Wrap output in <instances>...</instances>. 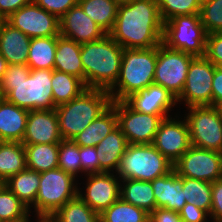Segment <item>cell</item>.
Here are the masks:
<instances>
[{
  "mask_svg": "<svg viewBox=\"0 0 222 222\" xmlns=\"http://www.w3.org/2000/svg\"><path fill=\"white\" fill-rule=\"evenodd\" d=\"M100 222H149L150 214L119 198L99 215Z\"/></svg>",
  "mask_w": 222,
  "mask_h": 222,
  "instance_id": "d6a6232c",
  "label": "cell"
},
{
  "mask_svg": "<svg viewBox=\"0 0 222 222\" xmlns=\"http://www.w3.org/2000/svg\"><path fill=\"white\" fill-rule=\"evenodd\" d=\"M207 33L200 14L176 16L164 22L162 43L194 57H204Z\"/></svg>",
  "mask_w": 222,
  "mask_h": 222,
  "instance_id": "52a82bcc",
  "label": "cell"
},
{
  "mask_svg": "<svg viewBox=\"0 0 222 222\" xmlns=\"http://www.w3.org/2000/svg\"><path fill=\"white\" fill-rule=\"evenodd\" d=\"M53 70H31L19 84H0L1 98L28 111L55 109L51 86Z\"/></svg>",
  "mask_w": 222,
  "mask_h": 222,
  "instance_id": "5b68a950",
  "label": "cell"
},
{
  "mask_svg": "<svg viewBox=\"0 0 222 222\" xmlns=\"http://www.w3.org/2000/svg\"><path fill=\"white\" fill-rule=\"evenodd\" d=\"M218 108V111L220 112V115L222 117V103L216 106Z\"/></svg>",
  "mask_w": 222,
  "mask_h": 222,
  "instance_id": "f5cc1de1",
  "label": "cell"
},
{
  "mask_svg": "<svg viewBox=\"0 0 222 222\" xmlns=\"http://www.w3.org/2000/svg\"><path fill=\"white\" fill-rule=\"evenodd\" d=\"M156 200V208L180 212L186 204L183 192V177L173 169L168 174L151 181Z\"/></svg>",
  "mask_w": 222,
  "mask_h": 222,
  "instance_id": "ffe728a7",
  "label": "cell"
},
{
  "mask_svg": "<svg viewBox=\"0 0 222 222\" xmlns=\"http://www.w3.org/2000/svg\"><path fill=\"white\" fill-rule=\"evenodd\" d=\"M62 140L55 109L29 111L22 144H59Z\"/></svg>",
  "mask_w": 222,
  "mask_h": 222,
  "instance_id": "e0dca14e",
  "label": "cell"
},
{
  "mask_svg": "<svg viewBox=\"0 0 222 222\" xmlns=\"http://www.w3.org/2000/svg\"><path fill=\"white\" fill-rule=\"evenodd\" d=\"M186 203L195 204L210 215L212 206V182L183 177Z\"/></svg>",
  "mask_w": 222,
  "mask_h": 222,
  "instance_id": "e575fe53",
  "label": "cell"
},
{
  "mask_svg": "<svg viewBox=\"0 0 222 222\" xmlns=\"http://www.w3.org/2000/svg\"><path fill=\"white\" fill-rule=\"evenodd\" d=\"M215 67L205 56L195 57L190 63L184 89L177 102L184 100L188 107L212 106Z\"/></svg>",
  "mask_w": 222,
  "mask_h": 222,
  "instance_id": "4fadbf2b",
  "label": "cell"
},
{
  "mask_svg": "<svg viewBox=\"0 0 222 222\" xmlns=\"http://www.w3.org/2000/svg\"><path fill=\"white\" fill-rule=\"evenodd\" d=\"M124 48L109 34L81 45L86 88L109 90L117 81Z\"/></svg>",
  "mask_w": 222,
  "mask_h": 222,
  "instance_id": "7a4b0ae2",
  "label": "cell"
},
{
  "mask_svg": "<svg viewBox=\"0 0 222 222\" xmlns=\"http://www.w3.org/2000/svg\"><path fill=\"white\" fill-rule=\"evenodd\" d=\"M27 169L39 173L58 168L59 144H23Z\"/></svg>",
  "mask_w": 222,
  "mask_h": 222,
  "instance_id": "f1b7e54d",
  "label": "cell"
},
{
  "mask_svg": "<svg viewBox=\"0 0 222 222\" xmlns=\"http://www.w3.org/2000/svg\"><path fill=\"white\" fill-rule=\"evenodd\" d=\"M154 147L174 164L190 147V133L186 119L165 118L157 130Z\"/></svg>",
  "mask_w": 222,
  "mask_h": 222,
  "instance_id": "9a60e30c",
  "label": "cell"
},
{
  "mask_svg": "<svg viewBox=\"0 0 222 222\" xmlns=\"http://www.w3.org/2000/svg\"><path fill=\"white\" fill-rule=\"evenodd\" d=\"M31 38L7 21L0 31V54L9 65H27Z\"/></svg>",
  "mask_w": 222,
  "mask_h": 222,
  "instance_id": "44dd1931",
  "label": "cell"
},
{
  "mask_svg": "<svg viewBox=\"0 0 222 222\" xmlns=\"http://www.w3.org/2000/svg\"><path fill=\"white\" fill-rule=\"evenodd\" d=\"M29 111L0 99V141L21 142Z\"/></svg>",
  "mask_w": 222,
  "mask_h": 222,
  "instance_id": "7402d4cb",
  "label": "cell"
},
{
  "mask_svg": "<svg viewBox=\"0 0 222 222\" xmlns=\"http://www.w3.org/2000/svg\"><path fill=\"white\" fill-rule=\"evenodd\" d=\"M79 156L82 172H87L86 175L99 174V160L95 147L79 146Z\"/></svg>",
  "mask_w": 222,
  "mask_h": 222,
  "instance_id": "b9f144b4",
  "label": "cell"
},
{
  "mask_svg": "<svg viewBox=\"0 0 222 222\" xmlns=\"http://www.w3.org/2000/svg\"><path fill=\"white\" fill-rule=\"evenodd\" d=\"M29 208L5 185L0 188V222H16L29 218Z\"/></svg>",
  "mask_w": 222,
  "mask_h": 222,
  "instance_id": "d590c367",
  "label": "cell"
},
{
  "mask_svg": "<svg viewBox=\"0 0 222 222\" xmlns=\"http://www.w3.org/2000/svg\"><path fill=\"white\" fill-rule=\"evenodd\" d=\"M5 22H6V18L0 13V31Z\"/></svg>",
  "mask_w": 222,
  "mask_h": 222,
  "instance_id": "816d5d0a",
  "label": "cell"
},
{
  "mask_svg": "<svg viewBox=\"0 0 222 222\" xmlns=\"http://www.w3.org/2000/svg\"><path fill=\"white\" fill-rule=\"evenodd\" d=\"M182 222H206L209 214L195 204L186 203L179 212Z\"/></svg>",
  "mask_w": 222,
  "mask_h": 222,
  "instance_id": "f6af8a7d",
  "label": "cell"
},
{
  "mask_svg": "<svg viewBox=\"0 0 222 222\" xmlns=\"http://www.w3.org/2000/svg\"><path fill=\"white\" fill-rule=\"evenodd\" d=\"M26 151L21 142H0V179L5 182L9 177L25 170Z\"/></svg>",
  "mask_w": 222,
  "mask_h": 222,
  "instance_id": "83f0119b",
  "label": "cell"
},
{
  "mask_svg": "<svg viewBox=\"0 0 222 222\" xmlns=\"http://www.w3.org/2000/svg\"><path fill=\"white\" fill-rule=\"evenodd\" d=\"M88 183L85 196L78 191V196L97 214H101L120 198L119 177L113 173L87 175Z\"/></svg>",
  "mask_w": 222,
  "mask_h": 222,
  "instance_id": "2e32d148",
  "label": "cell"
},
{
  "mask_svg": "<svg viewBox=\"0 0 222 222\" xmlns=\"http://www.w3.org/2000/svg\"><path fill=\"white\" fill-rule=\"evenodd\" d=\"M120 187V198L151 214L156 209V200L152 183L148 181L126 179Z\"/></svg>",
  "mask_w": 222,
  "mask_h": 222,
  "instance_id": "484cf974",
  "label": "cell"
},
{
  "mask_svg": "<svg viewBox=\"0 0 222 222\" xmlns=\"http://www.w3.org/2000/svg\"><path fill=\"white\" fill-rule=\"evenodd\" d=\"M36 5L60 19L71 7L78 5L79 0H32Z\"/></svg>",
  "mask_w": 222,
  "mask_h": 222,
  "instance_id": "60d3db41",
  "label": "cell"
},
{
  "mask_svg": "<svg viewBox=\"0 0 222 222\" xmlns=\"http://www.w3.org/2000/svg\"><path fill=\"white\" fill-rule=\"evenodd\" d=\"M118 3H124V2H128L130 0H116Z\"/></svg>",
  "mask_w": 222,
  "mask_h": 222,
  "instance_id": "db71d44e",
  "label": "cell"
},
{
  "mask_svg": "<svg viewBox=\"0 0 222 222\" xmlns=\"http://www.w3.org/2000/svg\"><path fill=\"white\" fill-rule=\"evenodd\" d=\"M32 0H0V13L8 18L21 7L28 5Z\"/></svg>",
  "mask_w": 222,
  "mask_h": 222,
  "instance_id": "c3c4849f",
  "label": "cell"
},
{
  "mask_svg": "<svg viewBox=\"0 0 222 222\" xmlns=\"http://www.w3.org/2000/svg\"><path fill=\"white\" fill-rule=\"evenodd\" d=\"M57 36L32 38L28 52L27 66L31 70L54 69Z\"/></svg>",
  "mask_w": 222,
  "mask_h": 222,
  "instance_id": "4dcf8cb0",
  "label": "cell"
},
{
  "mask_svg": "<svg viewBox=\"0 0 222 222\" xmlns=\"http://www.w3.org/2000/svg\"><path fill=\"white\" fill-rule=\"evenodd\" d=\"M58 167L73 177L81 172L79 146L72 140H62L59 143Z\"/></svg>",
  "mask_w": 222,
  "mask_h": 222,
  "instance_id": "74e56055",
  "label": "cell"
},
{
  "mask_svg": "<svg viewBox=\"0 0 222 222\" xmlns=\"http://www.w3.org/2000/svg\"><path fill=\"white\" fill-rule=\"evenodd\" d=\"M28 221H29L28 218H25V219H23V220L16 221V222H28Z\"/></svg>",
  "mask_w": 222,
  "mask_h": 222,
  "instance_id": "11a10c76",
  "label": "cell"
},
{
  "mask_svg": "<svg viewBox=\"0 0 222 222\" xmlns=\"http://www.w3.org/2000/svg\"><path fill=\"white\" fill-rule=\"evenodd\" d=\"M118 127L129 144H153L161 122L169 115H152L132 109L125 101H112Z\"/></svg>",
  "mask_w": 222,
  "mask_h": 222,
  "instance_id": "8fae6325",
  "label": "cell"
},
{
  "mask_svg": "<svg viewBox=\"0 0 222 222\" xmlns=\"http://www.w3.org/2000/svg\"><path fill=\"white\" fill-rule=\"evenodd\" d=\"M51 86L56 107L78 97L87 89L80 78L55 69L52 73Z\"/></svg>",
  "mask_w": 222,
  "mask_h": 222,
  "instance_id": "1f68e13d",
  "label": "cell"
},
{
  "mask_svg": "<svg viewBox=\"0 0 222 222\" xmlns=\"http://www.w3.org/2000/svg\"><path fill=\"white\" fill-rule=\"evenodd\" d=\"M128 145L129 143L119 127L99 142L95 146L99 160V174L110 173L114 169L117 171ZM112 168L113 170H111Z\"/></svg>",
  "mask_w": 222,
  "mask_h": 222,
  "instance_id": "603a6c76",
  "label": "cell"
},
{
  "mask_svg": "<svg viewBox=\"0 0 222 222\" xmlns=\"http://www.w3.org/2000/svg\"><path fill=\"white\" fill-rule=\"evenodd\" d=\"M222 103V69L215 67L214 77L212 80V106Z\"/></svg>",
  "mask_w": 222,
  "mask_h": 222,
  "instance_id": "7dc6e473",
  "label": "cell"
},
{
  "mask_svg": "<svg viewBox=\"0 0 222 222\" xmlns=\"http://www.w3.org/2000/svg\"><path fill=\"white\" fill-rule=\"evenodd\" d=\"M161 19L166 22L176 16L200 14L202 0H154Z\"/></svg>",
  "mask_w": 222,
  "mask_h": 222,
  "instance_id": "8d00e7d4",
  "label": "cell"
},
{
  "mask_svg": "<svg viewBox=\"0 0 222 222\" xmlns=\"http://www.w3.org/2000/svg\"><path fill=\"white\" fill-rule=\"evenodd\" d=\"M38 222H56L51 216H37Z\"/></svg>",
  "mask_w": 222,
  "mask_h": 222,
  "instance_id": "f907efd6",
  "label": "cell"
},
{
  "mask_svg": "<svg viewBox=\"0 0 222 222\" xmlns=\"http://www.w3.org/2000/svg\"><path fill=\"white\" fill-rule=\"evenodd\" d=\"M75 177L55 168L40 173V182L34 209L37 216H52L68 201L78 196Z\"/></svg>",
  "mask_w": 222,
  "mask_h": 222,
  "instance_id": "ba28073f",
  "label": "cell"
},
{
  "mask_svg": "<svg viewBox=\"0 0 222 222\" xmlns=\"http://www.w3.org/2000/svg\"><path fill=\"white\" fill-rule=\"evenodd\" d=\"M117 127L118 118L116 109L111 105L82 132L76 135L72 141L78 146L95 147Z\"/></svg>",
  "mask_w": 222,
  "mask_h": 222,
  "instance_id": "cb8c5ba5",
  "label": "cell"
},
{
  "mask_svg": "<svg viewBox=\"0 0 222 222\" xmlns=\"http://www.w3.org/2000/svg\"><path fill=\"white\" fill-rule=\"evenodd\" d=\"M4 185V182L0 179V188Z\"/></svg>",
  "mask_w": 222,
  "mask_h": 222,
  "instance_id": "9f6ffc18",
  "label": "cell"
},
{
  "mask_svg": "<svg viewBox=\"0 0 222 222\" xmlns=\"http://www.w3.org/2000/svg\"><path fill=\"white\" fill-rule=\"evenodd\" d=\"M149 222H182L180 214L165 208H156L150 214Z\"/></svg>",
  "mask_w": 222,
  "mask_h": 222,
  "instance_id": "bcb514c9",
  "label": "cell"
},
{
  "mask_svg": "<svg viewBox=\"0 0 222 222\" xmlns=\"http://www.w3.org/2000/svg\"><path fill=\"white\" fill-rule=\"evenodd\" d=\"M39 182L40 173L26 168L9 177L4 185L30 209V205L35 203Z\"/></svg>",
  "mask_w": 222,
  "mask_h": 222,
  "instance_id": "4316f807",
  "label": "cell"
},
{
  "mask_svg": "<svg viewBox=\"0 0 222 222\" xmlns=\"http://www.w3.org/2000/svg\"><path fill=\"white\" fill-rule=\"evenodd\" d=\"M31 69L27 65H8L0 84H19L29 76Z\"/></svg>",
  "mask_w": 222,
  "mask_h": 222,
  "instance_id": "7bdbcfd3",
  "label": "cell"
},
{
  "mask_svg": "<svg viewBox=\"0 0 222 222\" xmlns=\"http://www.w3.org/2000/svg\"><path fill=\"white\" fill-rule=\"evenodd\" d=\"M51 217L56 222H100L99 214L92 210L79 196L68 201Z\"/></svg>",
  "mask_w": 222,
  "mask_h": 222,
  "instance_id": "836d02e7",
  "label": "cell"
},
{
  "mask_svg": "<svg viewBox=\"0 0 222 222\" xmlns=\"http://www.w3.org/2000/svg\"><path fill=\"white\" fill-rule=\"evenodd\" d=\"M156 63L157 46L124 48L118 79L108 90L111 100L124 101L131 94L154 84Z\"/></svg>",
  "mask_w": 222,
  "mask_h": 222,
  "instance_id": "277c9868",
  "label": "cell"
},
{
  "mask_svg": "<svg viewBox=\"0 0 222 222\" xmlns=\"http://www.w3.org/2000/svg\"><path fill=\"white\" fill-rule=\"evenodd\" d=\"M195 57L161 43L157 46L154 84L168 90L177 99L183 89L191 61Z\"/></svg>",
  "mask_w": 222,
  "mask_h": 222,
  "instance_id": "30bf717a",
  "label": "cell"
},
{
  "mask_svg": "<svg viewBox=\"0 0 222 222\" xmlns=\"http://www.w3.org/2000/svg\"><path fill=\"white\" fill-rule=\"evenodd\" d=\"M209 216L214 222H222V178L212 182V206Z\"/></svg>",
  "mask_w": 222,
  "mask_h": 222,
  "instance_id": "ee69618b",
  "label": "cell"
},
{
  "mask_svg": "<svg viewBox=\"0 0 222 222\" xmlns=\"http://www.w3.org/2000/svg\"><path fill=\"white\" fill-rule=\"evenodd\" d=\"M80 53V44L74 40L58 35L54 69L74 75L84 82V69Z\"/></svg>",
  "mask_w": 222,
  "mask_h": 222,
  "instance_id": "d4e9b609",
  "label": "cell"
},
{
  "mask_svg": "<svg viewBox=\"0 0 222 222\" xmlns=\"http://www.w3.org/2000/svg\"><path fill=\"white\" fill-rule=\"evenodd\" d=\"M173 170V164L153 144H129L116 171L122 180L151 182Z\"/></svg>",
  "mask_w": 222,
  "mask_h": 222,
  "instance_id": "8992f818",
  "label": "cell"
},
{
  "mask_svg": "<svg viewBox=\"0 0 222 222\" xmlns=\"http://www.w3.org/2000/svg\"><path fill=\"white\" fill-rule=\"evenodd\" d=\"M200 18L207 34L222 32V0H202Z\"/></svg>",
  "mask_w": 222,
  "mask_h": 222,
  "instance_id": "f35d334b",
  "label": "cell"
},
{
  "mask_svg": "<svg viewBox=\"0 0 222 222\" xmlns=\"http://www.w3.org/2000/svg\"><path fill=\"white\" fill-rule=\"evenodd\" d=\"M60 35L82 45L97 41L106 33L83 11L78 4L71 7L60 19Z\"/></svg>",
  "mask_w": 222,
  "mask_h": 222,
  "instance_id": "ac0fdd59",
  "label": "cell"
},
{
  "mask_svg": "<svg viewBox=\"0 0 222 222\" xmlns=\"http://www.w3.org/2000/svg\"><path fill=\"white\" fill-rule=\"evenodd\" d=\"M164 22L154 0L119 3L114 27L109 33L123 48H151L162 43Z\"/></svg>",
  "mask_w": 222,
  "mask_h": 222,
  "instance_id": "6da1fadb",
  "label": "cell"
},
{
  "mask_svg": "<svg viewBox=\"0 0 222 222\" xmlns=\"http://www.w3.org/2000/svg\"><path fill=\"white\" fill-rule=\"evenodd\" d=\"M186 121L191 146L222 153V117L216 106H192Z\"/></svg>",
  "mask_w": 222,
  "mask_h": 222,
  "instance_id": "9c48e42d",
  "label": "cell"
},
{
  "mask_svg": "<svg viewBox=\"0 0 222 222\" xmlns=\"http://www.w3.org/2000/svg\"><path fill=\"white\" fill-rule=\"evenodd\" d=\"M78 4L106 34L112 31L119 5L116 0H79Z\"/></svg>",
  "mask_w": 222,
  "mask_h": 222,
  "instance_id": "f546056e",
  "label": "cell"
},
{
  "mask_svg": "<svg viewBox=\"0 0 222 222\" xmlns=\"http://www.w3.org/2000/svg\"><path fill=\"white\" fill-rule=\"evenodd\" d=\"M132 109L152 115H166L177 99L164 87L151 84L124 100Z\"/></svg>",
  "mask_w": 222,
  "mask_h": 222,
  "instance_id": "d6986e66",
  "label": "cell"
},
{
  "mask_svg": "<svg viewBox=\"0 0 222 222\" xmlns=\"http://www.w3.org/2000/svg\"><path fill=\"white\" fill-rule=\"evenodd\" d=\"M180 177L214 182L222 178V153L191 146L174 164Z\"/></svg>",
  "mask_w": 222,
  "mask_h": 222,
  "instance_id": "7c38bea8",
  "label": "cell"
},
{
  "mask_svg": "<svg viewBox=\"0 0 222 222\" xmlns=\"http://www.w3.org/2000/svg\"><path fill=\"white\" fill-rule=\"evenodd\" d=\"M108 90L85 89L78 97L55 107L64 140H72L111 106Z\"/></svg>",
  "mask_w": 222,
  "mask_h": 222,
  "instance_id": "3957f363",
  "label": "cell"
},
{
  "mask_svg": "<svg viewBox=\"0 0 222 222\" xmlns=\"http://www.w3.org/2000/svg\"><path fill=\"white\" fill-rule=\"evenodd\" d=\"M8 63L6 62V59L0 54V81L2 80L4 73L7 70Z\"/></svg>",
  "mask_w": 222,
  "mask_h": 222,
  "instance_id": "681fc988",
  "label": "cell"
},
{
  "mask_svg": "<svg viewBox=\"0 0 222 222\" xmlns=\"http://www.w3.org/2000/svg\"><path fill=\"white\" fill-rule=\"evenodd\" d=\"M205 57L217 67L222 65V32L207 34Z\"/></svg>",
  "mask_w": 222,
  "mask_h": 222,
  "instance_id": "ab89813d",
  "label": "cell"
},
{
  "mask_svg": "<svg viewBox=\"0 0 222 222\" xmlns=\"http://www.w3.org/2000/svg\"><path fill=\"white\" fill-rule=\"evenodd\" d=\"M6 21L31 39L60 35L59 19L33 1L12 13Z\"/></svg>",
  "mask_w": 222,
  "mask_h": 222,
  "instance_id": "5bb4252c",
  "label": "cell"
}]
</instances>
